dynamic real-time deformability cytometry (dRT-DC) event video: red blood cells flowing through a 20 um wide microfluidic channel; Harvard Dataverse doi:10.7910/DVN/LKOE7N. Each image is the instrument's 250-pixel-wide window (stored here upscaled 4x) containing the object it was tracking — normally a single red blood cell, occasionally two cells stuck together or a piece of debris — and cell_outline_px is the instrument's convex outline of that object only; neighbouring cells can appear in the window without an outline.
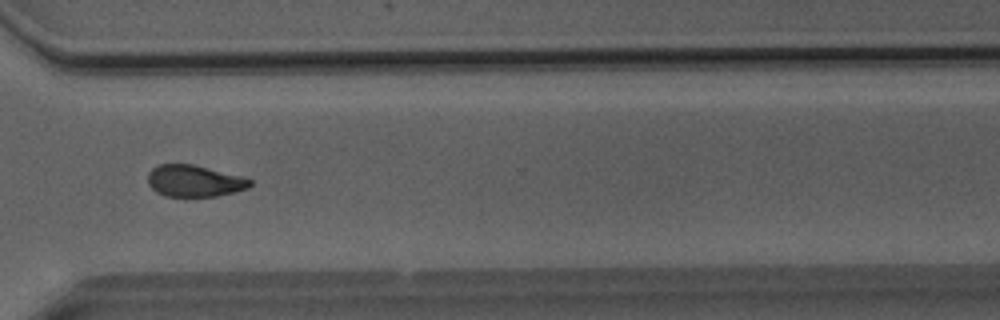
{"species": "Egyptian fruit bat (a non-hibernating species)", "species_latin": "Rousettus aegyptiacus", "temperature_condition": "room temperature", "stored_images_in_passage": 46, "camera_frame_rate_fps": 3000, "um_per_image_px": 0.085, "animal": {"sex": "male"}, "frame": {"image": 1, "passage_image": 33, "time_ms": 10.667, "image_size_px": [1000, 320], "cell_outline_px": [[252, 184], [248, 188], [216, 196], [164, 196], [156, 192], [148, 184], [148, 172], [152, 168], [160, 164], [192, 164], [240, 176], [252, 180]], "centroid_in_image_um": [16.48, 15.38], "position_along_channel_um": 354.1, "area_um2": 18.67}}
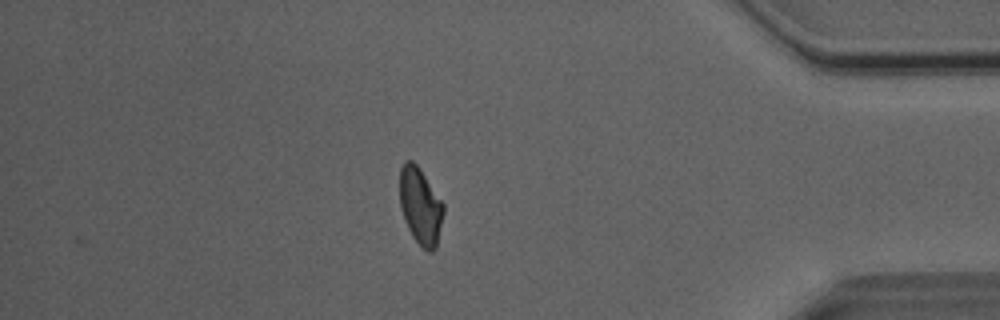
{"frame": {"image": 2, "passage_image": 39, "time_ms": 12.667, "image_size_px": [1000, 320], "cell_outline_px": [[444, 212], [436, 248], [432, 252], [428, 252], [412, 236], [408, 228], [400, 208], [400, 168], [404, 160], [412, 160], [416, 164], [444, 204]], "centroid_in_image_um": [35.73, 17.51], "position_along_channel_um": 399.5, "area_um2": 19.42}}
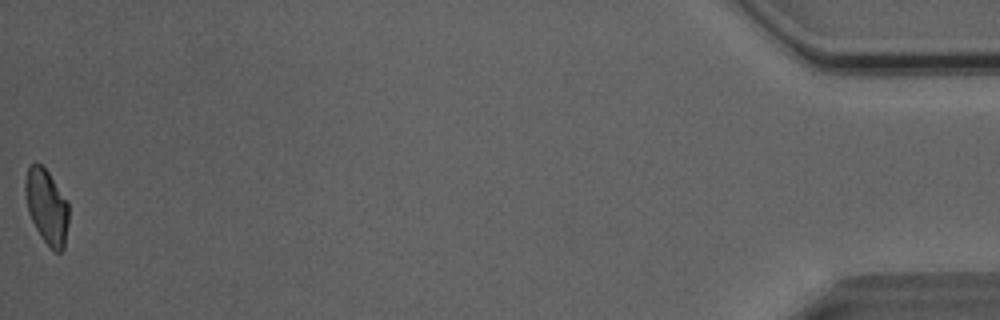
{"frame": {"image": 3, "passage_image": 46, "time_ms": 15.0, "image_size_px": [1000, 320], "cell_outline_px": [[68, 224], [64, 248], [60, 252], [56, 252], [40, 236], [28, 212], [24, 192], [24, 180], [28, 168], [32, 164], [40, 164], [48, 172], [68, 200]], "centroid_in_image_um": [3.97, 17.55], "position_along_channel_um": 431.2, "area_um2": 18.9}, "authors_computed_cell_mechanics": {"area_um2": 19.9988, "velocity_mm_per_s": 4.058, "shape_relaxation_time_tau1_ms": 5.301, "shape_relaxation_time_tau2_ms": 3.4341, "deformation_change_tau1": 0.1447, "deformation_change_tau2": 0.0823}}